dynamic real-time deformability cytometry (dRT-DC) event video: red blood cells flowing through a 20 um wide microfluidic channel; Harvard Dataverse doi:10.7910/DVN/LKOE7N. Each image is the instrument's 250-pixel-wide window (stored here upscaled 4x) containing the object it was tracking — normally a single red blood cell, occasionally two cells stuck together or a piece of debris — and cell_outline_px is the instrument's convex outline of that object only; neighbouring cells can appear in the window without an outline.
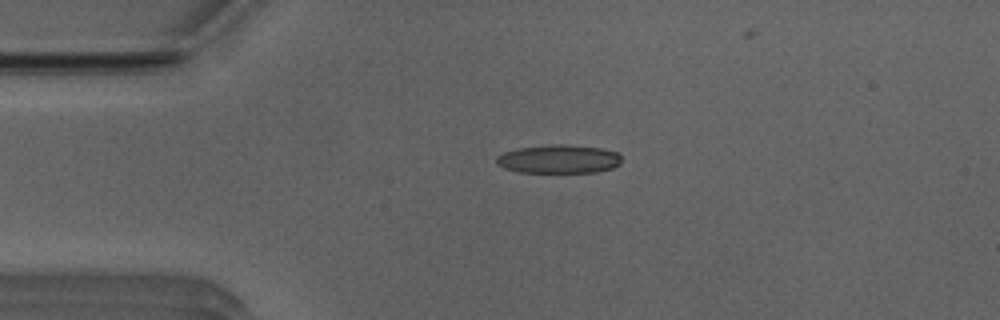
{"species": "Egyptian fruit bat (a non-hibernating species)", "species_latin": "Rousettus aegyptiacus", "temperature_condition": "room temperature", "stored_images_in_passage": 43, "camera_frame_rate_fps": 3000, "um_per_image_px": 0.085, "animal": {"sex": "male"}, "frame": {"image": 1, "passage_image": 2, "time_ms": 0.333, "image_size_px": [1000, 320], "cell_outline_px": [[620, 164], [612, 168], [596, 172], [520, 172], [504, 168], [496, 164], [496, 156], [504, 152], [520, 148], [552, 144], [564, 144], [600, 148], [616, 152], [620, 156]], "centroid_in_image_um": [47.47, 13.52], "position_along_channel_um": 37.5, "area_um2": 20.69}}
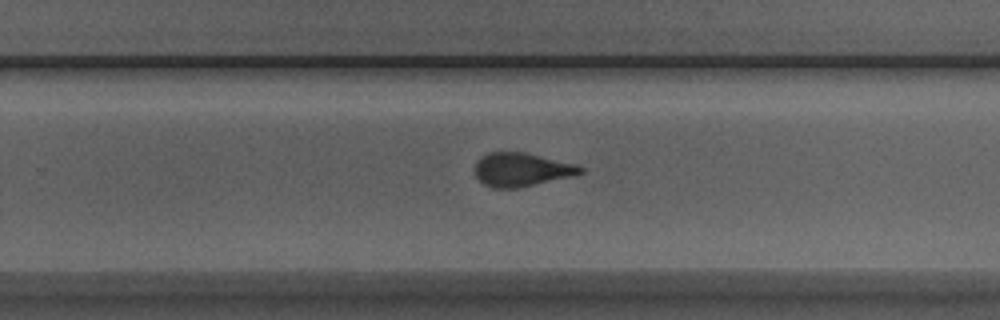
{"frame": {"image": 2, "passage_image": 23, "time_ms": 7.333, "image_size_px": [1000, 320], "cell_outline_px": [[584, 172], [576, 176], [520, 188], [492, 188], [484, 184], [476, 176], [476, 160], [480, 156], [488, 152], [524, 152], [576, 164], [584, 168]], "centroid_in_image_um": [44.36, 14.42], "position_along_channel_um": 285.4, "area_um2": 20.92}}
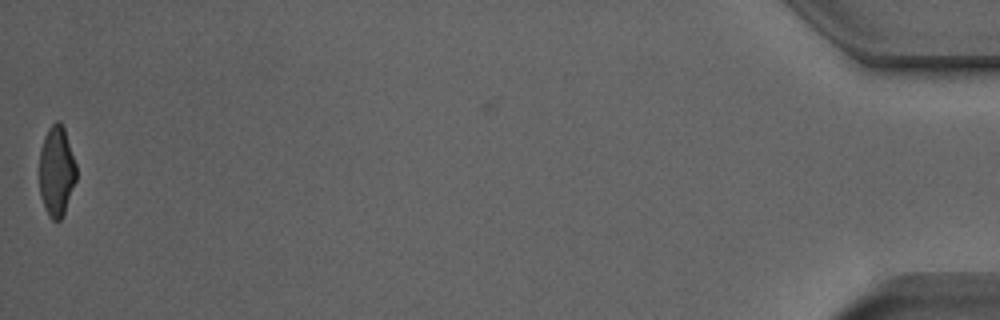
{"frame": {"image": 3, "passage_image": 42, "time_ms": 13.667, "image_size_px": [1000, 320], "cell_outline_px": [[76, 180], [64, 212], [60, 220], [52, 220], [48, 216], [44, 208], [40, 196], [40, 148], [44, 136], [48, 128], [56, 120], [60, 120], [64, 128], [76, 164]], "centroid_in_image_um": [4.79, 14.54], "position_along_channel_um": 430.4, "area_um2": 19.42}, "authors_computed_cell_mechanics": {"area_um2": 20.9814, "velocity_mm_per_s": 3.9585, "shape_relaxation_time_tau1_ms": 6.7111, "shape_relaxation_time_tau2_ms": 1.2438, "deformation_change_tau1": 0.2099, "deformation_change_tau2": 0.1013}}